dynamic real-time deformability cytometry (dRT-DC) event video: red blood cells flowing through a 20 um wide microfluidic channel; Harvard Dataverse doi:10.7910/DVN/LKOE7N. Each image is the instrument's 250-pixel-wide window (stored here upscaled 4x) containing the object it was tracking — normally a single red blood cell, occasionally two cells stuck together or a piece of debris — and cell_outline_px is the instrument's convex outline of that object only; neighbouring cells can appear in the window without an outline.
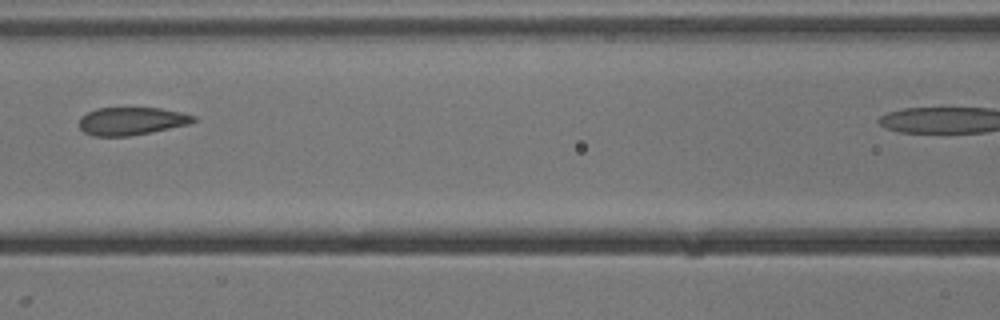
{"species": "common noctule bat (a hibernating species)", "species_latin": "Nyctalus noctula", "temperature_condition": "cold", "stored_images_in_passage": 5, "segment_of_instrument_passage": [1, 2], "camera_frame_rate_fps": 3000, "um_per_image_px": 0.085, "animal": {"sex": "male", "body_mass_g": 13.3}, "frame": {"image": 1, "passage_image": 3, "time_ms": 3.333, "image_size_px": [1000, 320], "cell_outline_px": [[200, 120], [188, 124], [128, 136], [92, 136], [84, 132], [80, 128], [80, 116], [96, 108], [160, 108], [180, 112], [196, 116]], "centroid_in_image_um": [11.17, 10.28], "position_along_channel_um": 155.4, "area_um2": 18.44}}
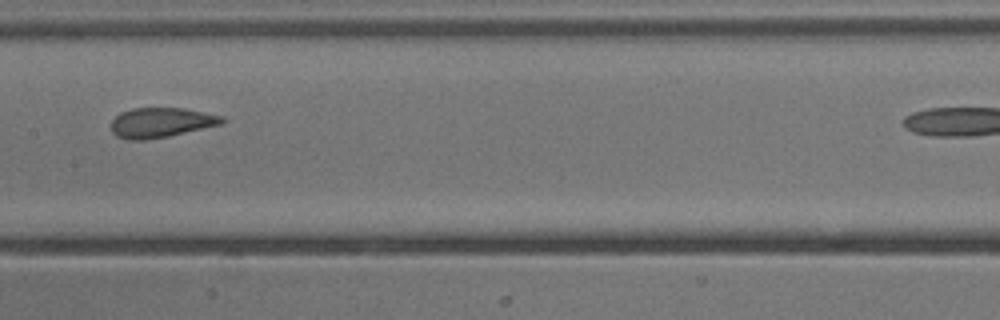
{"frame": {"image": 2, "passage_image": 4, "time_ms": 4.333, "image_size_px": [1000, 320], "cell_outline_px": [[224, 124], [168, 136], [144, 140], [128, 140], [116, 136], [112, 132], [112, 120], [120, 112], [132, 108], [184, 108], [224, 116]], "centroid_in_image_um": [13.7, 10.41], "position_along_channel_um": 193.7, "area_um2": 19.36}}